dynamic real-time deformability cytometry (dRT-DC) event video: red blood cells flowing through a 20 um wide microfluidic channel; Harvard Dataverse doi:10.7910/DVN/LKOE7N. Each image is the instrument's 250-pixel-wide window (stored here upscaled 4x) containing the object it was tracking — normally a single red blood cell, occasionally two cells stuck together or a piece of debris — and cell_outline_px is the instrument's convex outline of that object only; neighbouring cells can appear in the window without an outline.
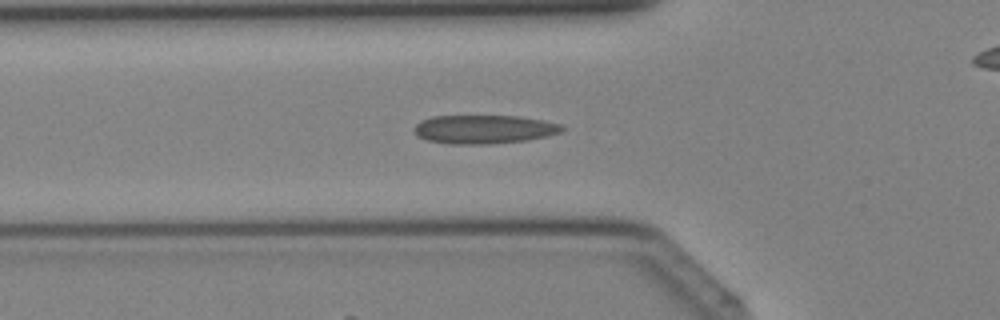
{"species": "Egyptian fruit bat (a non-hibernating species)", "species_latin": "Rousettus aegyptiacus", "temperature_condition": "cold", "stored_images_in_passage": 24, "camera_frame_rate_fps": 3000, "um_per_image_px": 0.085, "animal": {"sex": "female"}, "frame": {"image": 1, "passage_image": 5, "time_ms": 1.333, "image_size_px": [1000, 320], "cell_outline_px": [[564, 128], [560, 132], [528, 140], [488, 144], [452, 144], [428, 140], [416, 136], [412, 128], [420, 120], [432, 116], [520, 116], [544, 120], [560, 124]], "centroid_in_image_um": [41.09, 10.98], "position_along_channel_um": 84.7, "area_um2": 24.74}}
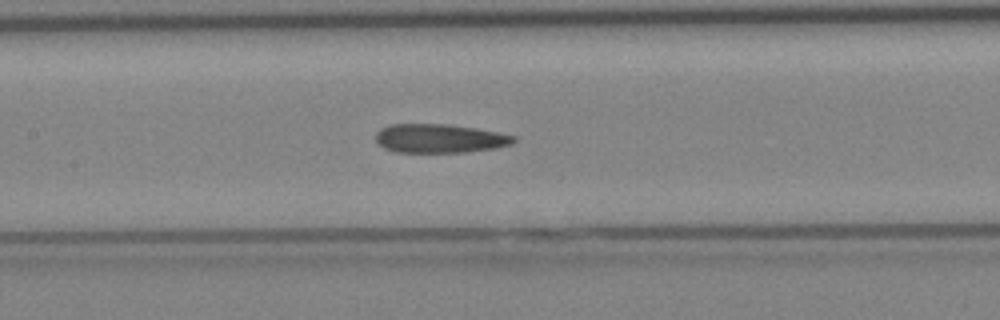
{"frame": {"image": 2, "passage_image": 10, "time_ms": 3.0, "image_size_px": [1000, 320], "cell_outline_px": [[516, 140], [512, 144], [496, 148], [468, 152], [396, 152], [384, 148], [376, 140], [376, 132], [380, 128], [388, 124], [444, 124], [472, 128], [496, 132], [516, 136]], "centroid_in_image_um": [37.35, 11.77], "position_along_channel_um": 170.0, "area_um2": 23.12}}
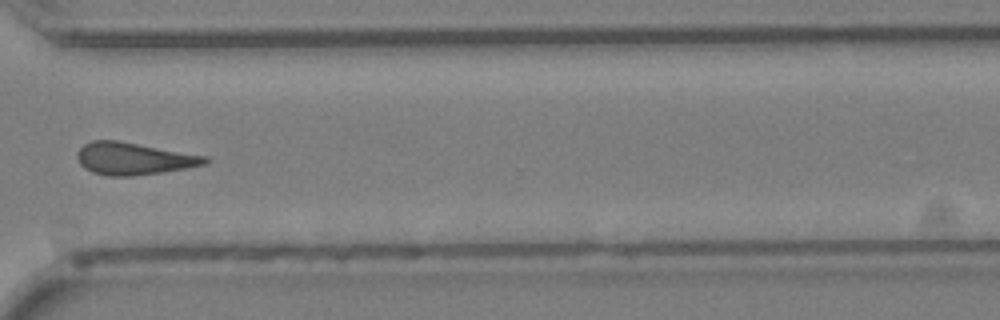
{"frame": {"image": 3, "passage_image": 21, "time_ms": 6.667, "image_size_px": [1000, 320], "cell_outline_px": [[208, 164], [160, 172], [132, 176], [108, 176], [92, 172], [84, 168], [80, 164], [76, 156], [80, 148], [84, 144], [92, 140], [120, 140], [208, 156]], "centroid_in_image_um": [11.36, 13.47], "position_along_channel_um": 359.2, "area_um2": 24.1}}